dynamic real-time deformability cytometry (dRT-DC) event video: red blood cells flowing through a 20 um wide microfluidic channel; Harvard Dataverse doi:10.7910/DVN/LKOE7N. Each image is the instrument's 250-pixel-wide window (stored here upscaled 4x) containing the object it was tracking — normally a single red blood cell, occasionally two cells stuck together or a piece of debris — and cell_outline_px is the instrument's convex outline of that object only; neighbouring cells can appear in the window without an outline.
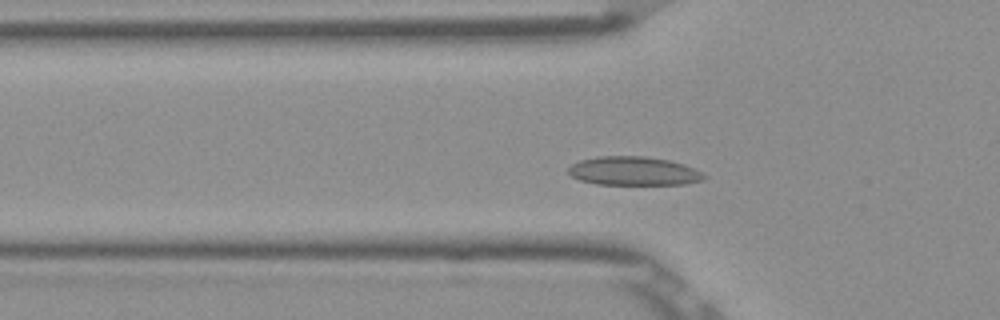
{"species": "Egyptian fruit bat (a non-hibernating species)", "species_latin": "Rousettus aegyptiacus", "temperature_condition": "room temperature", "stored_images_in_passage": 42, "camera_frame_rate_fps": 3000, "um_per_image_px": 0.085, "frame": {"image": 1, "passage_image": 6, "time_ms": 1.667, "image_size_px": [1000, 320], "cell_outline_px": [[708, 176], [704, 180], [684, 184], [596, 184], [580, 180], [572, 176], [568, 172], [568, 168], [572, 164], [580, 160], [596, 156], [644, 156], [668, 160], [684, 164]], "centroid_in_image_um": [53.85, 14.53], "position_along_channel_um": 72.0, "area_um2": 22.66}}
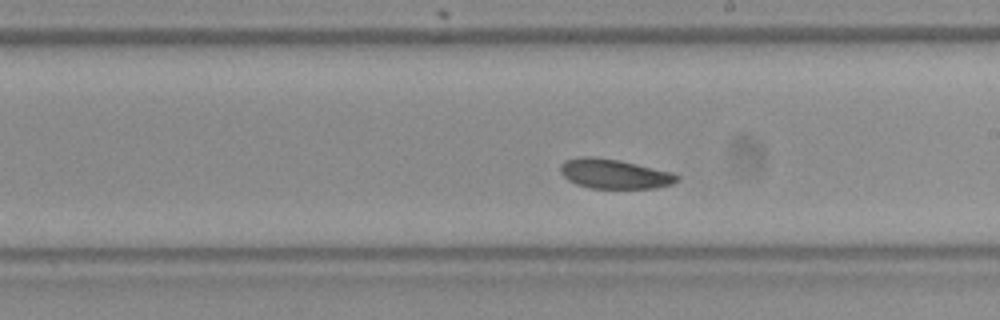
{"frame": {"image": 2, "passage_image": 19, "time_ms": 6.0, "image_size_px": [1000, 320], "cell_outline_px": [[680, 180], [672, 184], [656, 188], [588, 188], [576, 184], [568, 180], [560, 172], [560, 164], [564, 160], [580, 156], [592, 156], [620, 160], [672, 172], [680, 176]], "centroid_in_image_um": [52.21, 14.77], "position_along_channel_um": 236.8, "area_um2": 20.35}}
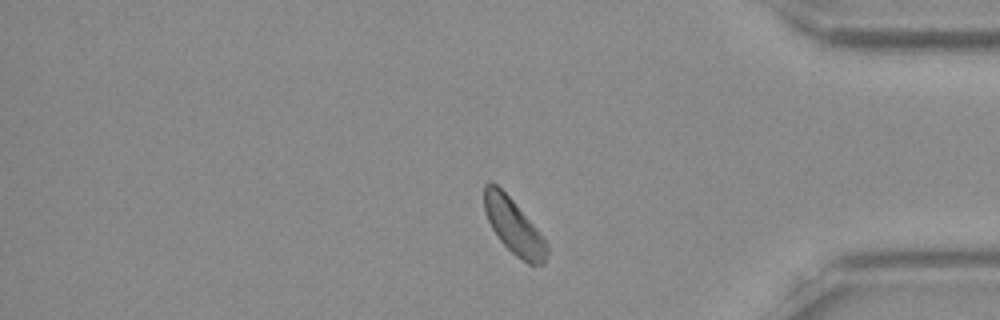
{"frame": {"image": 3, "passage_image": 33, "time_ms": 10.667, "image_size_px": [1000, 320], "cell_outline_px": [[548, 252], [544, 264], [528, 264], [516, 256], [500, 240], [492, 228], [484, 212], [484, 184], [496, 184], [512, 200], [540, 232], [548, 244]], "centroid_in_image_um": [43.68, 19.27], "position_along_channel_um": 391.5, "area_um2": 19.83}, "authors_computed_cell_mechanics": {"area_um2": 20.808, "velocity_mm_per_s": 3.7981, "shape_relaxation_time_tau1_ms": 2.0952, "shape_relaxation_time_tau2_ms": null, "deformation_change_tau1": 0.0555, "deformation_change_tau2": null}}